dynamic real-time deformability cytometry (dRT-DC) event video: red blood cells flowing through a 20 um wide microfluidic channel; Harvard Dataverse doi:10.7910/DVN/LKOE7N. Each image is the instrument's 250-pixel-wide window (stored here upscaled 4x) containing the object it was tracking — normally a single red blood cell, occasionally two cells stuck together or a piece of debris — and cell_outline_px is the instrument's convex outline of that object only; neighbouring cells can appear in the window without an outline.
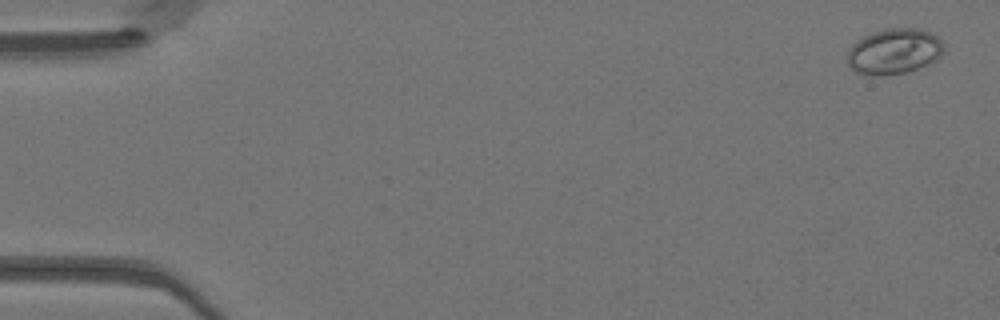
{"species": "Egyptian fruit bat (a non-hibernating species)", "species_latin": "Rousettus aegyptiacus", "temperature_condition": "warm", "stored_images_in_passage": 50, "camera_frame_rate_fps": 3000, "um_per_image_px": 0.085, "animal": {"sex": "female"}, "frame": {"image": 1, "passage_image": 2, "time_ms": 0.333, "image_size_px": [1000, 320], "cell_outline_px": [[940, 56], [936, 60], [916, 68], [904, 72], [884, 76], [872, 76], [856, 72], [848, 64], [848, 48], [856, 40], [864, 36], [884, 28], [916, 28], [928, 32], [936, 36], [940, 40]], "centroid_in_image_um": [75.92, 4.37], "position_along_channel_um": 9.1, "area_um2": 25.26}}
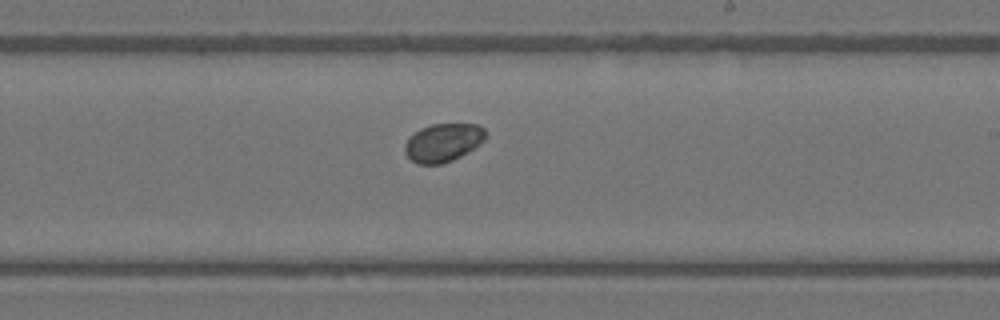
{"frame": {"image": 2, "passage_image": 30, "time_ms": 9.667, "image_size_px": [1000, 320], "cell_outline_px": [[488, 132], [484, 140], [460, 156], [452, 160], [440, 164], [416, 164], [404, 152], [404, 144], [420, 128], [432, 124], [476, 124], [484, 128]], "centroid_in_image_um": [37.66, 12.11], "position_along_channel_um": 251.3, "area_um2": 17.8}}
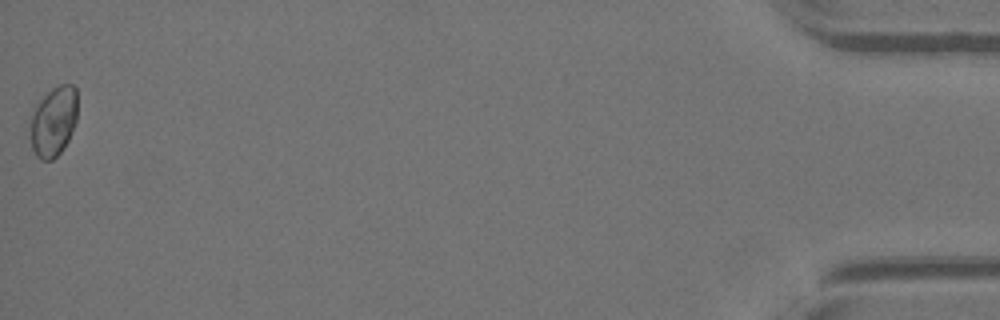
{"frame": {"image": 3, "passage_image": 50, "time_ms": 16.333, "image_size_px": [1000, 320], "cell_outline_px": [[76, 120], [68, 140], [64, 148], [52, 160], [40, 160], [36, 156], [32, 148], [32, 116], [36, 104], [52, 88], [60, 84], [72, 84], [76, 88]], "centroid_in_image_um": [4.57, 10.32], "position_along_channel_um": 430.6, "area_um2": 18.84}}